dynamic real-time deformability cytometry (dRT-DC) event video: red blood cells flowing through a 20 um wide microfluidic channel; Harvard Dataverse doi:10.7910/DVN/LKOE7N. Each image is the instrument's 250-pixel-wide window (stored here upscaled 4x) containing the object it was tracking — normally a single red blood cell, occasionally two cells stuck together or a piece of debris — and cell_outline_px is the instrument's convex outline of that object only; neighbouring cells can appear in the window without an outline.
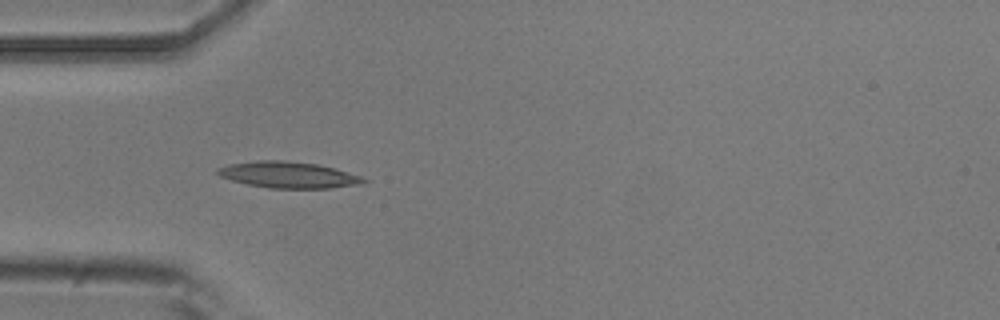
{"species": "common noctule bat (a hibernating species)", "species_latin": "Nyctalus noctula", "temperature_condition": "room temperature", "stored_images_in_passage": 7, "camera_frame_rate_fps": 3000, "um_per_image_px": 0.085, "animal": {"sex": "male", "body_mass_g": 20.5, "forearm_length_mm": 52.5}, "frame": {"image": 1, "passage_image": 5, "time_ms": 4.333, "image_size_px": [1000, 320], "cell_outline_px": [[368, 180], [360, 184], [328, 188], [268, 188], [248, 184], [232, 180], [220, 176], [216, 172], [216, 168], [228, 164], [256, 160], [284, 160], [316, 164], [332, 168], [360, 176]], "centroid_in_image_um": [24.45, 14.85], "position_along_channel_um": 60.6, "area_um2": 22.14}}
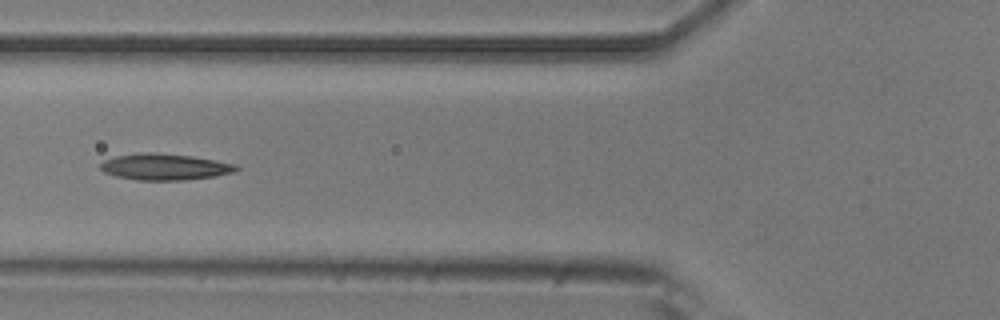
{"frame": {"image": 2, "passage_image": 6, "time_ms": 5.667, "image_size_px": [1000, 320], "cell_outline_px": [[240, 168], [232, 172], [216, 176], [184, 180], [136, 180], [116, 176], [104, 172], [100, 168], [100, 164], [104, 160], [116, 156], [140, 152], [156, 152], [192, 156], [216, 160], [236, 164]], "centroid_in_image_um": [14.0, 14.17], "position_along_channel_um": 111.8, "area_um2": 20.92}}
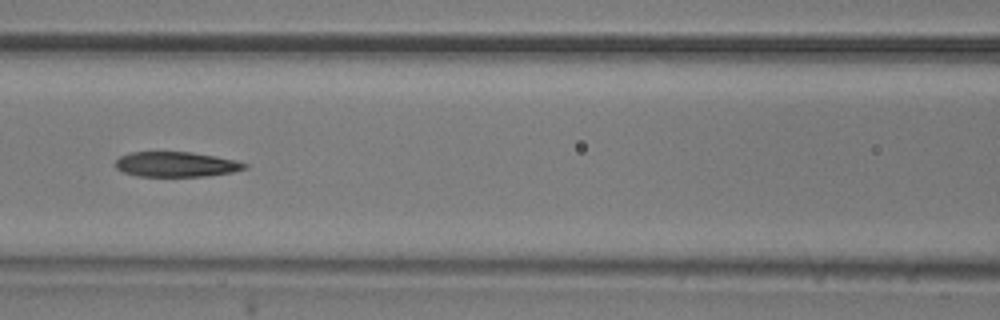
{"frame": {"image": 3, "passage_image": 7, "time_ms": 6.667, "image_size_px": [1000, 320], "cell_outline_px": [[248, 168], [232, 172], [208, 176], [136, 176], [124, 172], [116, 168], [116, 160], [120, 156], [128, 152], [192, 152], [216, 156], [236, 160], [248, 164]], "centroid_in_image_um": [14.99, 13.96], "position_along_channel_um": 151.6, "area_um2": 18.96}}